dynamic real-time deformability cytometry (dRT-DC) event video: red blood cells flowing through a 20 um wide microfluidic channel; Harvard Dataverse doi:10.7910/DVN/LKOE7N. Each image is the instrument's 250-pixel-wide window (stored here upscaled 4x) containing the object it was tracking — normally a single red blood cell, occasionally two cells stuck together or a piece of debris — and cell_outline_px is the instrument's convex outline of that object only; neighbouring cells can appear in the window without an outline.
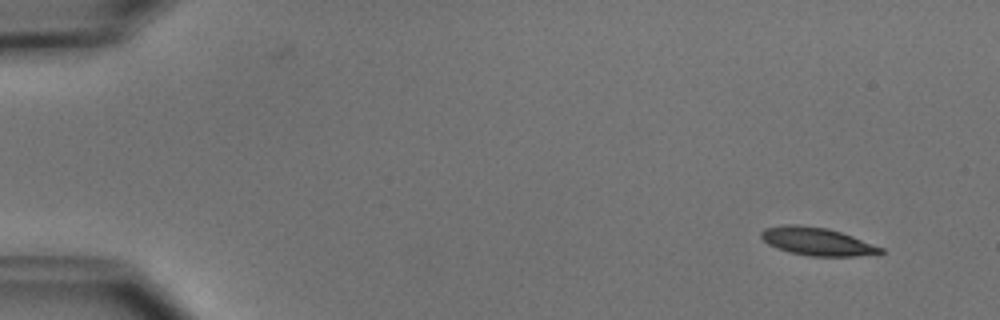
{"species": "common noctule bat (a hibernating species)", "species_latin": "Nyctalus noctula", "temperature_condition": "cold", "stored_images_in_passage": 4, "camera_frame_rate_fps": 3000, "um_per_image_px": 0.085, "animal": {"sex": "male", "body_mass_g": 15.6}, "frame": {"image": 1, "passage_image": 1, "time_ms": 0.0, "image_size_px": [1000, 320], "cell_outline_px": [[884, 252], [856, 256], [808, 256], [788, 252], [776, 248], [768, 244], [760, 236], [760, 232], [764, 228], [784, 224], [800, 224], [828, 228], [852, 236], [884, 248]], "centroid_in_image_um": [69.39, 20.51], "position_along_channel_um": 15.6, "area_um2": 19.54}}
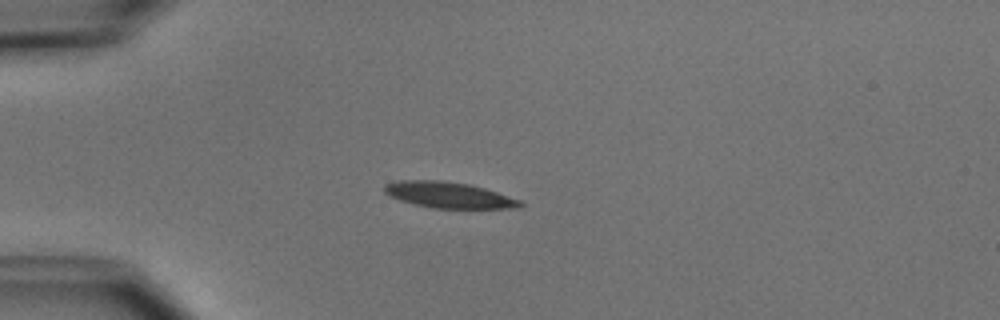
{"frame": {"image": 2, "passage_image": 4, "time_ms": 3.333, "image_size_px": [1000, 320], "cell_outline_px": [[524, 204], [520, 208], [432, 208], [400, 200], [384, 192], [384, 184], [400, 180], [444, 180], [468, 184], [484, 188], [520, 200]], "centroid_in_image_um": [38.14, 16.57], "position_along_channel_um": 46.9, "area_um2": 20.4}}